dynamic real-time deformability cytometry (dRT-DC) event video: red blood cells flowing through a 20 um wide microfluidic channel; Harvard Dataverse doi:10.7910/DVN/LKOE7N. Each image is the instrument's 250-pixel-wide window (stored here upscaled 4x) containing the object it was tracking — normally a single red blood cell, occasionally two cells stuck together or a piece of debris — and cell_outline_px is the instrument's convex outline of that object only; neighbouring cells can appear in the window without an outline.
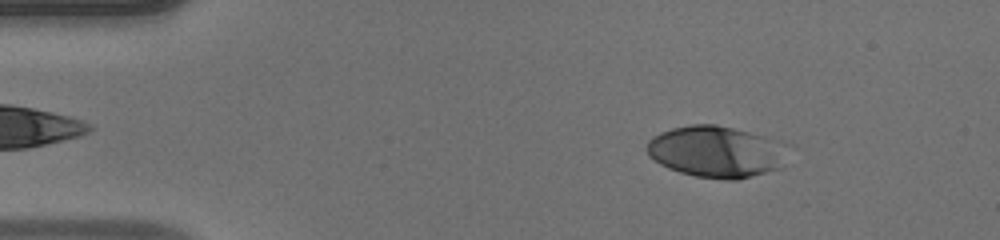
{"species": "human", "species_latin": "Homo sapiens", "temperature_condition": "warm", "stored_images_in_passage": 48, "camera_frame_rate_fps": 3000, "um_per_image_px": 0.085, "donor": {"sex": "male"}, "frame": {"image": 1, "passage_image": 6, "time_ms": 1.667, "image_size_px": [1000, 240], "cell_outline_px": [[796, 148], [780, 168], [752, 176], [736, 180], [724, 180], [696, 176], [680, 172], [668, 168], [660, 164], [648, 156], [644, 148], [648, 140], [652, 136], [660, 132], [672, 128], [692, 124], [716, 124], [784, 140], [792, 144]], "centroid_in_image_um": [61.0, 12.88], "position_along_channel_um": 24.0, "area_um2": 43.81}}
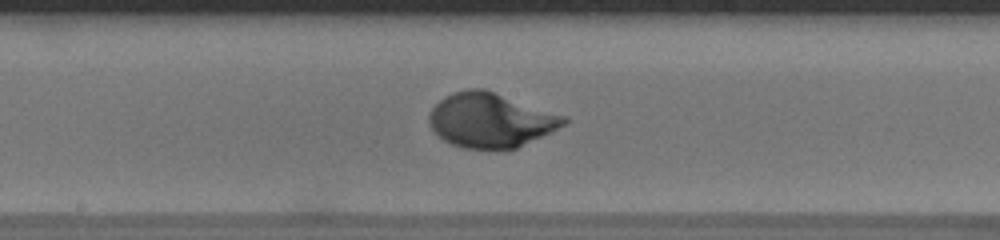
{"frame": {"image": 2, "passage_image": 25, "time_ms": 8.0, "image_size_px": [1000, 240], "cell_outline_px": [[568, 120], [564, 124], [516, 148], [464, 148], [452, 144], [444, 140], [428, 124], [428, 116], [432, 108], [444, 96], [452, 92], [468, 88], [484, 88], [568, 116]], "centroid_in_image_um": [41.68, 10.18], "position_along_channel_um": 206.5, "area_um2": 42.43}}
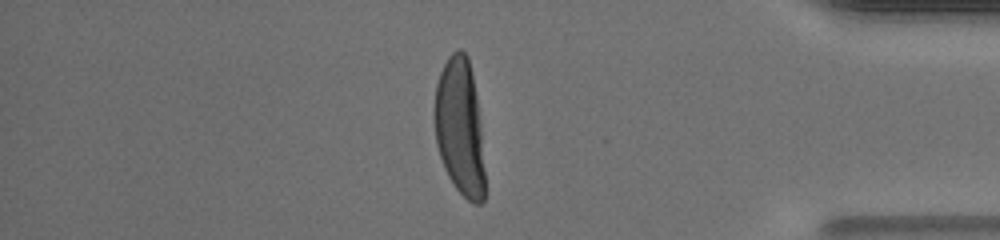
{"frame": {"image": 3, "passage_image": 41, "time_ms": 13.333, "image_size_px": [1000, 240], "cell_outline_px": [[484, 200], [480, 204], [472, 204], [456, 188], [448, 176], [444, 168], [436, 144], [432, 112], [436, 84], [440, 72], [448, 56], [456, 48], [460, 48], [468, 56], [476, 96], [480, 128], [484, 172]], "centroid_in_image_um": [39.04, 10.8], "position_along_channel_um": 396.2, "area_um2": 40.34}}